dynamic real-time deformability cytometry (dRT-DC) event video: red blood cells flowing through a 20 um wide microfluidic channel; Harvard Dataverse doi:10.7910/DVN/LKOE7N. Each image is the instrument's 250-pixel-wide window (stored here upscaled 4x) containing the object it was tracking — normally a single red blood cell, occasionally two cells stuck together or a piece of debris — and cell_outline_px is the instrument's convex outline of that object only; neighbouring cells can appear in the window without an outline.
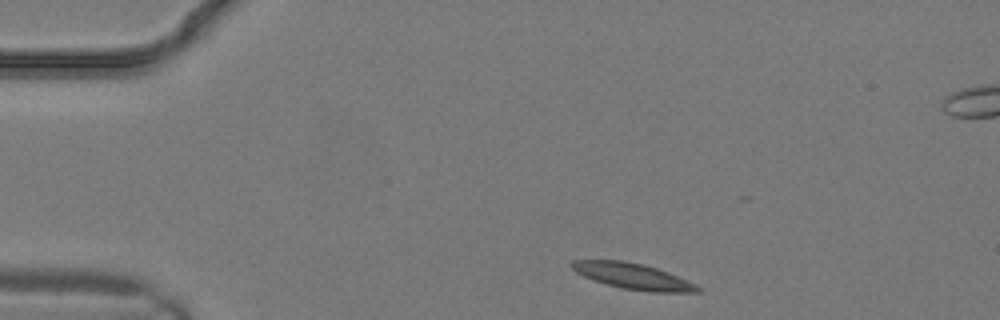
{"species": "common noctule bat (a hibernating species)", "species_latin": "Nyctalus noctula", "temperature_condition": "warm", "stored_images_in_passage": 5, "camera_frame_rate_fps": 3000, "um_per_image_px": 0.085, "animal": {"sex": "male", "body_mass_g": 19.2, "forearm_length_mm": 51.8}, "frame": {"image": 1, "passage_image": 1, "time_ms": 0.0, "image_size_px": [1000, 320], "cell_outline_px": [[700, 292], [648, 292], [624, 288], [604, 284], [584, 276], [576, 272], [568, 264], [572, 260], [624, 260], [644, 264], [668, 272], [696, 284], [700, 288]], "centroid_in_image_um": [53.77, 23.47], "position_along_channel_um": 31.2, "area_um2": 19.02}}